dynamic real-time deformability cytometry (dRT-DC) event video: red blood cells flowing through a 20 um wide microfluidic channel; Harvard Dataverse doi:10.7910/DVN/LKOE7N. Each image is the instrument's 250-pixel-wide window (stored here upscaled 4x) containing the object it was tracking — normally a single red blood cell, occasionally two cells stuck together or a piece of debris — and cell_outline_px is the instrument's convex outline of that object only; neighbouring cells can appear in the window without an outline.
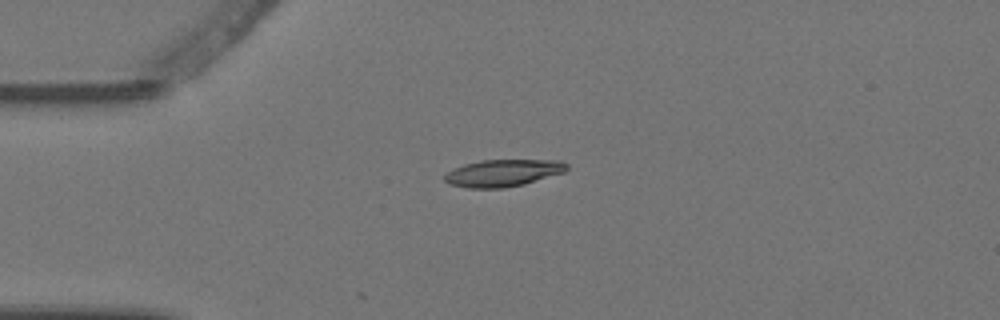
{"species": "Egyptian fruit bat (a non-hibernating species)", "species_latin": "Rousettus aegyptiacus", "temperature_condition": "warm", "stored_images_in_passage": 3, "camera_frame_rate_fps": 3000, "um_per_image_px": 0.085, "animal": {"sex": "female"}, "frame": {"image": 1, "passage_image": 1, "time_ms": 0.0, "image_size_px": [1000, 320], "cell_outline_px": [[568, 168], [564, 172], [524, 184], [504, 188], [468, 188], [448, 184], [444, 180], [444, 176], [448, 172], [464, 164], [480, 160], [560, 160], [568, 164]], "centroid_in_image_um": [42.76, 14.7], "position_along_channel_um": 42.2, "area_um2": 19.25}}
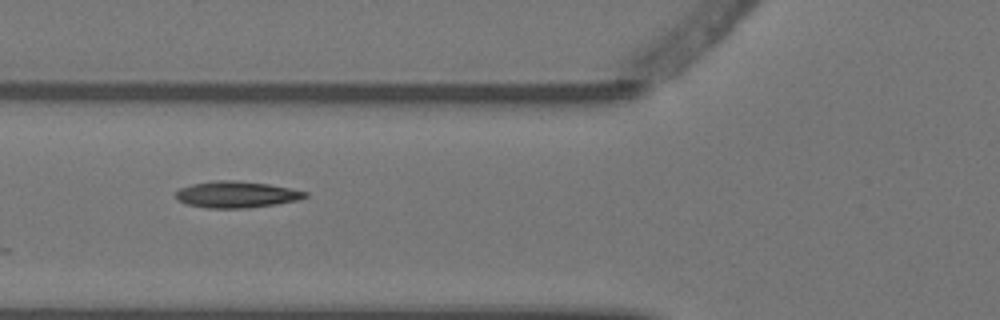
{"frame": {"image": 2, "passage_image": 3, "time_ms": 0.667, "image_size_px": [1000, 320], "cell_outline_px": [[308, 196], [296, 200], [276, 204], [248, 208], [208, 208], [184, 204], [176, 196], [176, 192], [180, 188], [192, 184], [212, 180], [236, 180], [268, 184], [308, 192]], "centroid_in_image_um": [20.08, 16.53], "position_along_channel_um": 105.7, "area_um2": 19.88}}